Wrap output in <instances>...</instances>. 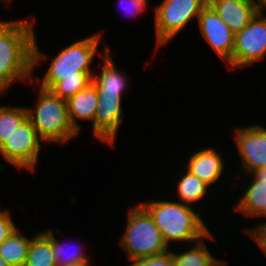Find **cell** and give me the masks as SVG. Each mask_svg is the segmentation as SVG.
I'll list each match as a JSON object with an SVG mask.
<instances>
[{"instance_id": "3957f363", "label": "cell", "mask_w": 266, "mask_h": 266, "mask_svg": "<svg viewBox=\"0 0 266 266\" xmlns=\"http://www.w3.org/2000/svg\"><path fill=\"white\" fill-rule=\"evenodd\" d=\"M174 199L176 201L155 199L139 202L152 216L168 247L171 243V246L173 243L179 246L180 242L193 244L206 237L211 229L203 221L202 214Z\"/></svg>"}, {"instance_id": "f1b7e54d", "label": "cell", "mask_w": 266, "mask_h": 266, "mask_svg": "<svg viewBox=\"0 0 266 266\" xmlns=\"http://www.w3.org/2000/svg\"><path fill=\"white\" fill-rule=\"evenodd\" d=\"M0 266H9L1 256H0Z\"/></svg>"}, {"instance_id": "52a82bcc", "label": "cell", "mask_w": 266, "mask_h": 266, "mask_svg": "<svg viewBox=\"0 0 266 266\" xmlns=\"http://www.w3.org/2000/svg\"><path fill=\"white\" fill-rule=\"evenodd\" d=\"M266 57V13L257 12L249 24L235 33L234 49L227 69L246 68Z\"/></svg>"}, {"instance_id": "4fadbf2b", "label": "cell", "mask_w": 266, "mask_h": 266, "mask_svg": "<svg viewBox=\"0 0 266 266\" xmlns=\"http://www.w3.org/2000/svg\"><path fill=\"white\" fill-rule=\"evenodd\" d=\"M185 163L186 169L209 187L218 183L226 167L222 154L211 146L190 153Z\"/></svg>"}, {"instance_id": "484cf974", "label": "cell", "mask_w": 266, "mask_h": 266, "mask_svg": "<svg viewBox=\"0 0 266 266\" xmlns=\"http://www.w3.org/2000/svg\"><path fill=\"white\" fill-rule=\"evenodd\" d=\"M242 232L248 234L250 238L255 241L254 243L258 244L266 256V221L259 223L256 227L254 226V228L249 229L248 227V230L244 227Z\"/></svg>"}, {"instance_id": "7c38bea8", "label": "cell", "mask_w": 266, "mask_h": 266, "mask_svg": "<svg viewBox=\"0 0 266 266\" xmlns=\"http://www.w3.org/2000/svg\"><path fill=\"white\" fill-rule=\"evenodd\" d=\"M246 176L252 178L248 177L246 188L242 186V196L233 204V212L241 213L247 219L263 216L266 218V166Z\"/></svg>"}, {"instance_id": "30bf717a", "label": "cell", "mask_w": 266, "mask_h": 266, "mask_svg": "<svg viewBox=\"0 0 266 266\" xmlns=\"http://www.w3.org/2000/svg\"><path fill=\"white\" fill-rule=\"evenodd\" d=\"M97 94L94 137L105 145L114 146L123 122L122 101L125 95L122 93H104V91H97Z\"/></svg>"}, {"instance_id": "6da1fadb", "label": "cell", "mask_w": 266, "mask_h": 266, "mask_svg": "<svg viewBox=\"0 0 266 266\" xmlns=\"http://www.w3.org/2000/svg\"><path fill=\"white\" fill-rule=\"evenodd\" d=\"M100 32L79 39L63 47L56 56L51 58L48 68L42 77H36L35 70L46 61L48 56L39 50L36 35L33 43V76L32 83L41 88L50 90L61 99L67 100L76 93L86 88L93 81L95 70L92 62L95 55L102 57L109 49L104 47V52L98 51L101 40ZM43 62V63H42Z\"/></svg>"}, {"instance_id": "7402d4cb", "label": "cell", "mask_w": 266, "mask_h": 266, "mask_svg": "<svg viewBox=\"0 0 266 266\" xmlns=\"http://www.w3.org/2000/svg\"><path fill=\"white\" fill-rule=\"evenodd\" d=\"M27 118L25 106H0V147Z\"/></svg>"}, {"instance_id": "44dd1931", "label": "cell", "mask_w": 266, "mask_h": 266, "mask_svg": "<svg viewBox=\"0 0 266 266\" xmlns=\"http://www.w3.org/2000/svg\"><path fill=\"white\" fill-rule=\"evenodd\" d=\"M25 266H57L52 238L45 231L32 236Z\"/></svg>"}, {"instance_id": "d6986e66", "label": "cell", "mask_w": 266, "mask_h": 266, "mask_svg": "<svg viewBox=\"0 0 266 266\" xmlns=\"http://www.w3.org/2000/svg\"><path fill=\"white\" fill-rule=\"evenodd\" d=\"M23 234L17 227L0 245V256L9 266H25L32 238Z\"/></svg>"}, {"instance_id": "ba28073f", "label": "cell", "mask_w": 266, "mask_h": 266, "mask_svg": "<svg viewBox=\"0 0 266 266\" xmlns=\"http://www.w3.org/2000/svg\"><path fill=\"white\" fill-rule=\"evenodd\" d=\"M43 143L45 141L27 118L0 147V154L6 163L14 165L17 169L34 172Z\"/></svg>"}, {"instance_id": "7a4b0ae2", "label": "cell", "mask_w": 266, "mask_h": 266, "mask_svg": "<svg viewBox=\"0 0 266 266\" xmlns=\"http://www.w3.org/2000/svg\"><path fill=\"white\" fill-rule=\"evenodd\" d=\"M10 19L0 28V95L13 83H30L33 76L35 18ZM1 97V96H0Z\"/></svg>"}, {"instance_id": "5bb4252c", "label": "cell", "mask_w": 266, "mask_h": 266, "mask_svg": "<svg viewBox=\"0 0 266 266\" xmlns=\"http://www.w3.org/2000/svg\"><path fill=\"white\" fill-rule=\"evenodd\" d=\"M234 33L246 27L258 12L256 0H208Z\"/></svg>"}, {"instance_id": "f546056e", "label": "cell", "mask_w": 266, "mask_h": 266, "mask_svg": "<svg viewBox=\"0 0 266 266\" xmlns=\"http://www.w3.org/2000/svg\"><path fill=\"white\" fill-rule=\"evenodd\" d=\"M0 3H3V5H7L8 7H10V0H0Z\"/></svg>"}, {"instance_id": "277c9868", "label": "cell", "mask_w": 266, "mask_h": 266, "mask_svg": "<svg viewBox=\"0 0 266 266\" xmlns=\"http://www.w3.org/2000/svg\"><path fill=\"white\" fill-rule=\"evenodd\" d=\"M37 87L33 108L26 107L28 119L45 143L66 145L79 134L70 123L66 100Z\"/></svg>"}, {"instance_id": "8fae6325", "label": "cell", "mask_w": 266, "mask_h": 266, "mask_svg": "<svg viewBox=\"0 0 266 266\" xmlns=\"http://www.w3.org/2000/svg\"><path fill=\"white\" fill-rule=\"evenodd\" d=\"M196 21L201 36L227 65L233 55L235 33L230 30L209 3L203 8Z\"/></svg>"}, {"instance_id": "cb8c5ba5", "label": "cell", "mask_w": 266, "mask_h": 266, "mask_svg": "<svg viewBox=\"0 0 266 266\" xmlns=\"http://www.w3.org/2000/svg\"><path fill=\"white\" fill-rule=\"evenodd\" d=\"M117 2L119 3L117 5L121 7V11H124L127 16L130 15V17H137V14L141 15L148 6V0H118Z\"/></svg>"}, {"instance_id": "ac0fdd59", "label": "cell", "mask_w": 266, "mask_h": 266, "mask_svg": "<svg viewBox=\"0 0 266 266\" xmlns=\"http://www.w3.org/2000/svg\"><path fill=\"white\" fill-rule=\"evenodd\" d=\"M184 169L185 173H180L181 176H178L179 179L176 182L177 184H175L176 196L179 198V202L195 207L196 204L194 203L203 201L204 198L206 199L209 186L186 168Z\"/></svg>"}, {"instance_id": "2e32d148", "label": "cell", "mask_w": 266, "mask_h": 266, "mask_svg": "<svg viewBox=\"0 0 266 266\" xmlns=\"http://www.w3.org/2000/svg\"><path fill=\"white\" fill-rule=\"evenodd\" d=\"M113 52L109 49L101 58L99 62V72L93 74V83L97 91H104V93H122L125 94L129 90V76L125 75L114 62ZM101 64V65H100ZM129 84V85H128Z\"/></svg>"}, {"instance_id": "9c48e42d", "label": "cell", "mask_w": 266, "mask_h": 266, "mask_svg": "<svg viewBox=\"0 0 266 266\" xmlns=\"http://www.w3.org/2000/svg\"><path fill=\"white\" fill-rule=\"evenodd\" d=\"M234 129L231 137L241 159L240 170L248 175L266 166V127L251 124Z\"/></svg>"}, {"instance_id": "83f0119b", "label": "cell", "mask_w": 266, "mask_h": 266, "mask_svg": "<svg viewBox=\"0 0 266 266\" xmlns=\"http://www.w3.org/2000/svg\"><path fill=\"white\" fill-rule=\"evenodd\" d=\"M68 266H91V262H81V263L72 264Z\"/></svg>"}, {"instance_id": "4316f807", "label": "cell", "mask_w": 266, "mask_h": 266, "mask_svg": "<svg viewBox=\"0 0 266 266\" xmlns=\"http://www.w3.org/2000/svg\"><path fill=\"white\" fill-rule=\"evenodd\" d=\"M258 12L265 13L266 0H256Z\"/></svg>"}, {"instance_id": "5b68a950", "label": "cell", "mask_w": 266, "mask_h": 266, "mask_svg": "<svg viewBox=\"0 0 266 266\" xmlns=\"http://www.w3.org/2000/svg\"><path fill=\"white\" fill-rule=\"evenodd\" d=\"M126 223L118 245L124 249L129 261L156 256L171 249L152 216L140 203L128 209Z\"/></svg>"}, {"instance_id": "603a6c76", "label": "cell", "mask_w": 266, "mask_h": 266, "mask_svg": "<svg viewBox=\"0 0 266 266\" xmlns=\"http://www.w3.org/2000/svg\"><path fill=\"white\" fill-rule=\"evenodd\" d=\"M129 262V266H174L172 259V249L156 256L135 259Z\"/></svg>"}, {"instance_id": "4dcf8cb0", "label": "cell", "mask_w": 266, "mask_h": 266, "mask_svg": "<svg viewBox=\"0 0 266 266\" xmlns=\"http://www.w3.org/2000/svg\"><path fill=\"white\" fill-rule=\"evenodd\" d=\"M7 21L0 20V28L6 23Z\"/></svg>"}, {"instance_id": "9a60e30c", "label": "cell", "mask_w": 266, "mask_h": 266, "mask_svg": "<svg viewBox=\"0 0 266 266\" xmlns=\"http://www.w3.org/2000/svg\"><path fill=\"white\" fill-rule=\"evenodd\" d=\"M98 102L95 84L92 82L74 96L66 100L71 125L80 134V121L92 122V135L94 136V116Z\"/></svg>"}, {"instance_id": "ffe728a7", "label": "cell", "mask_w": 266, "mask_h": 266, "mask_svg": "<svg viewBox=\"0 0 266 266\" xmlns=\"http://www.w3.org/2000/svg\"><path fill=\"white\" fill-rule=\"evenodd\" d=\"M55 229L53 231L51 228H47L44 231L52 238V252L57 266H68L81 262H90L92 260L89 255L87 256L82 245L77 246L75 243L74 247L70 246V244L68 245L66 242L61 243L58 238L56 239L55 233H60V229Z\"/></svg>"}, {"instance_id": "d4e9b609", "label": "cell", "mask_w": 266, "mask_h": 266, "mask_svg": "<svg viewBox=\"0 0 266 266\" xmlns=\"http://www.w3.org/2000/svg\"><path fill=\"white\" fill-rule=\"evenodd\" d=\"M9 209H0V245L11 235L17 228L11 217Z\"/></svg>"}, {"instance_id": "8992f818", "label": "cell", "mask_w": 266, "mask_h": 266, "mask_svg": "<svg viewBox=\"0 0 266 266\" xmlns=\"http://www.w3.org/2000/svg\"><path fill=\"white\" fill-rule=\"evenodd\" d=\"M207 4L208 0H162L154 5L155 49L171 42L192 19H198Z\"/></svg>"}, {"instance_id": "e0dca14e", "label": "cell", "mask_w": 266, "mask_h": 266, "mask_svg": "<svg viewBox=\"0 0 266 266\" xmlns=\"http://www.w3.org/2000/svg\"><path fill=\"white\" fill-rule=\"evenodd\" d=\"M212 234L214 233L210 232L206 237L192 245L188 246L187 244V247L182 251H172L174 266H226V261L213 256L205 244V239L215 241Z\"/></svg>"}]
</instances>
